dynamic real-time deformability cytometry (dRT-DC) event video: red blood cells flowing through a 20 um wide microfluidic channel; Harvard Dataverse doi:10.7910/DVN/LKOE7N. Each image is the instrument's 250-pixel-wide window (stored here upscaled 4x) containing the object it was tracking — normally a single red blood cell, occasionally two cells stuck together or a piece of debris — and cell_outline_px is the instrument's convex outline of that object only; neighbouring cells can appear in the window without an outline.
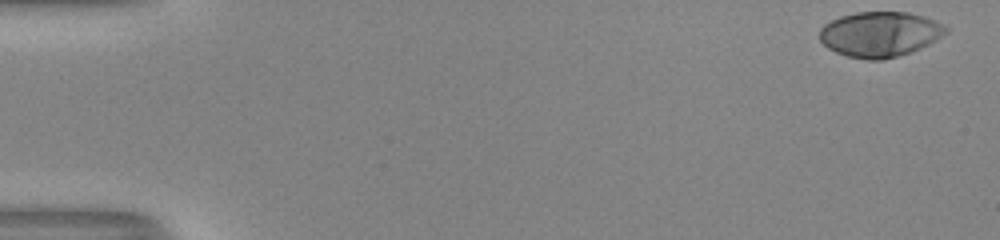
{"species": "human", "species_latin": "Homo sapiens", "temperature_condition": "room temperature", "stored_images_in_passage": 44, "camera_frame_rate_fps": 3000, "um_per_image_px": 0.085, "donor": {"sex": "male"}, "frame": {"image": 1, "passage_image": 1, "time_ms": 0.0, "image_size_px": [1000, 240], "cell_outline_px": [[948, 32], [936, 40], [920, 48], [896, 56], [880, 60], [864, 60], [848, 56], [836, 52], [828, 48], [820, 40], [820, 28], [824, 24], [840, 16], [856, 12], [908, 12], [924, 16], [948, 28]], "centroid_in_image_um": [74.77, 2.9], "position_along_channel_um": 10.2, "area_um2": 33.06}}
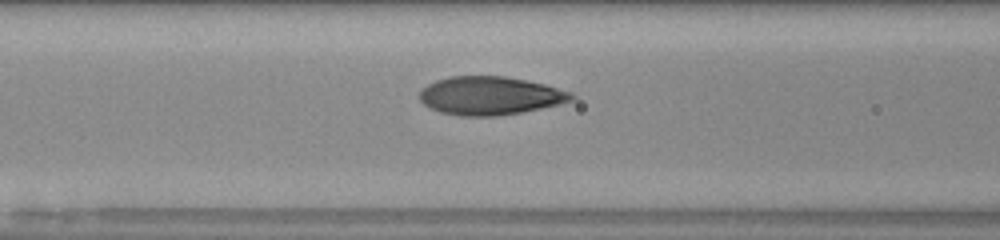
{"frame": {"image": 2, "passage_image": 22, "time_ms": 7.0, "image_size_px": [1000, 240], "cell_outline_px": [[576, 96], [572, 100], [540, 108], [520, 112], [496, 116], [460, 116], [440, 112], [428, 108], [420, 100], [420, 88], [436, 80], [448, 76], [504, 76], [544, 84], [572, 92]], "centroid_in_image_um": [41.6, 8.13], "position_along_channel_um": 125.0, "area_um2": 33.87}}
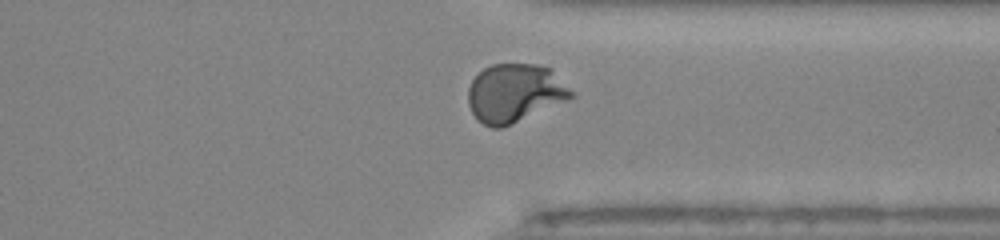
{"frame": {"image": 3, "passage_image": 40, "time_ms": 13.0, "image_size_px": [1000, 240], "cell_outline_px": [[576, 96], [568, 100], [500, 128], [492, 128], [476, 120], [468, 104], [468, 88], [472, 80], [484, 68], [492, 64], [536, 64], [552, 68], [576, 92]], "centroid_in_image_um": [43.8, 7.89], "position_along_channel_um": 367.6, "area_um2": 35.37}, "authors_computed_cell_mechanics": {"area_um2": 33.813, "velocity_mm_per_s": 4.0494, "shape_relaxation_time_tau1_ms": 4.7389, "shape_relaxation_time_tau2_ms": null, "deformation_change_tau1": 0.2457, "deformation_change_tau2": null}}